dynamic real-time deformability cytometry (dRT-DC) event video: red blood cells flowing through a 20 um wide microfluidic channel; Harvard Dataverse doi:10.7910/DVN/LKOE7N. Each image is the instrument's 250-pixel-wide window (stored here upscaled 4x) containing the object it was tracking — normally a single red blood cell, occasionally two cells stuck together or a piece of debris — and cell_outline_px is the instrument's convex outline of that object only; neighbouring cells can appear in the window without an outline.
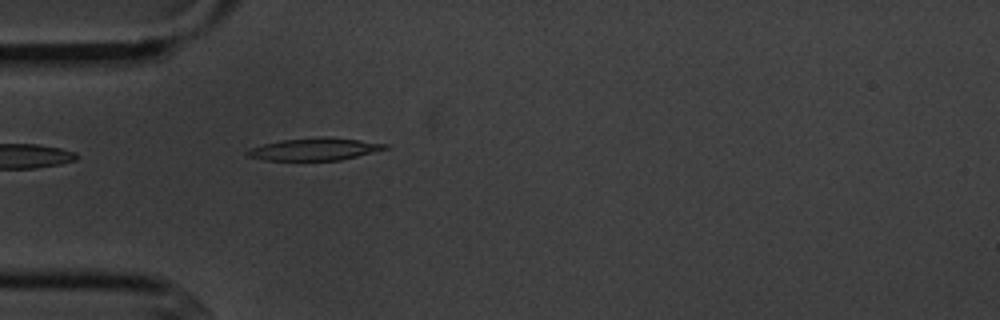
{"species": "common noctule bat (a hibernating species)", "species_latin": "Nyctalus noctula", "temperature_condition": "cold", "stored_images_in_passage": 5, "camera_frame_rate_fps": 3000, "um_per_image_px": 0.085, "animal": {"sex": "male", "body_mass_g": 20.1, "forearm_length_mm": 53.5}, "frame": {"image": 1, "passage_image": 5, "time_ms": 5.0, "image_size_px": [1000, 320], "cell_outline_px": [[388, 148], [340, 160], [264, 160], [248, 156], [244, 152], [252, 148], [264, 144], [280, 140], [320, 136], [324, 136], [388, 144]], "centroid_in_image_um": [26.7, 12.67], "position_along_channel_um": 58.3, "area_um2": 17.69}}